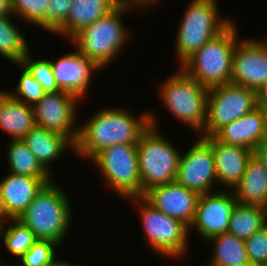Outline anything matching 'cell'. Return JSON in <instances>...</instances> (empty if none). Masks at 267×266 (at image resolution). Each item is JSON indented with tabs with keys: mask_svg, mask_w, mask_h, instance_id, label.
Wrapping results in <instances>:
<instances>
[{
	"mask_svg": "<svg viewBox=\"0 0 267 266\" xmlns=\"http://www.w3.org/2000/svg\"><path fill=\"white\" fill-rule=\"evenodd\" d=\"M149 112L135 115L124 107L112 106L96 111L83 125L79 124L73 153L91 160L98 152L115 144H137L150 127Z\"/></svg>",
	"mask_w": 267,
	"mask_h": 266,
	"instance_id": "6da1fadb",
	"label": "cell"
},
{
	"mask_svg": "<svg viewBox=\"0 0 267 266\" xmlns=\"http://www.w3.org/2000/svg\"><path fill=\"white\" fill-rule=\"evenodd\" d=\"M60 187L53 180L47 183L18 218L37 239L51 240L59 245L69 232L73 215L71 198Z\"/></svg>",
	"mask_w": 267,
	"mask_h": 266,
	"instance_id": "7a4b0ae2",
	"label": "cell"
},
{
	"mask_svg": "<svg viewBox=\"0 0 267 266\" xmlns=\"http://www.w3.org/2000/svg\"><path fill=\"white\" fill-rule=\"evenodd\" d=\"M150 127L137 143L142 196L155 186L176 181L181 152L158 130V118L149 112Z\"/></svg>",
	"mask_w": 267,
	"mask_h": 266,
	"instance_id": "3957f363",
	"label": "cell"
},
{
	"mask_svg": "<svg viewBox=\"0 0 267 266\" xmlns=\"http://www.w3.org/2000/svg\"><path fill=\"white\" fill-rule=\"evenodd\" d=\"M124 14H128V11L116 7L106 16L82 28L69 43L91 59L102 71L105 70L104 67H108L120 57L119 53L123 52L121 50L125 48L128 40H131L128 33L130 29L124 25Z\"/></svg>",
	"mask_w": 267,
	"mask_h": 266,
	"instance_id": "277c9868",
	"label": "cell"
},
{
	"mask_svg": "<svg viewBox=\"0 0 267 266\" xmlns=\"http://www.w3.org/2000/svg\"><path fill=\"white\" fill-rule=\"evenodd\" d=\"M183 11L175 39L178 67L208 41L219 36L233 19L223 17L216 0H191ZM222 17V18H221Z\"/></svg>",
	"mask_w": 267,
	"mask_h": 266,
	"instance_id": "5b68a950",
	"label": "cell"
},
{
	"mask_svg": "<svg viewBox=\"0 0 267 266\" xmlns=\"http://www.w3.org/2000/svg\"><path fill=\"white\" fill-rule=\"evenodd\" d=\"M233 22L224 32L208 41L187 58L180 68L200 84L209 88L231 82L233 54L239 40Z\"/></svg>",
	"mask_w": 267,
	"mask_h": 266,
	"instance_id": "8992f818",
	"label": "cell"
},
{
	"mask_svg": "<svg viewBox=\"0 0 267 266\" xmlns=\"http://www.w3.org/2000/svg\"><path fill=\"white\" fill-rule=\"evenodd\" d=\"M158 89L163 106L176 120L198 133L203 131L206 122L207 87L179 68Z\"/></svg>",
	"mask_w": 267,
	"mask_h": 266,
	"instance_id": "52a82bcc",
	"label": "cell"
},
{
	"mask_svg": "<svg viewBox=\"0 0 267 266\" xmlns=\"http://www.w3.org/2000/svg\"><path fill=\"white\" fill-rule=\"evenodd\" d=\"M125 201L137 206L148 247L159 256L171 260L186 255L190 236L184 223L156 209L143 196L131 197Z\"/></svg>",
	"mask_w": 267,
	"mask_h": 266,
	"instance_id": "ba28073f",
	"label": "cell"
},
{
	"mask_svg": "<svg viewBox=\"0 0 267 266\" xmlns=\"http://www.w3.org/2000/svg\"><path fill=\"white\" fill-rule=\"evenodd\" d=\"M121 199L142 196L137 144H115L90 160Z\"/></svg>",
	"mask_w": 267,
	"mask_h": 266,
	"instance_id": "9c48e42d",
	"label": "cell"
},
{
	"mask_svg": "<svg viewBox=\"0 0 267 266\" xmlns=\"http://www.w3.org/2000/svg\"><path fill=\"white\" fill-rule=\"evenodd\" d=\"M257 107L256 90L232 82L208 89L206 122L202 137L213 136L220 128Z\"/></svg>",
	"mask_w": 267,
	"mask_h": 266,
	"instance_id": "30bf717a",
	"label": "cell"
},
{
	"mask_svg": "<svg viewBox=\"0 0 267 266\" xmlns=\"http://www.w3.org/2000/svg\"><path fill=\"white\" fill-rule=\"evenodd\" d=\"M81 100L66 91L45 93L43 98L35 103L33 113L36 126L60 133L74 145L78 141L79 125L76 126L78 103ZM76 126V127H75Z\"/></svg>",
	"mask_w": 267,
	"mask_h": 266,
	"instance_id": "8fae6325",
	"label": "cell"
},
{
	"mask_svg": "<svg viewBox=\"0 0 267 266\" xmlns=\"http://www.w3.org/2000/svg\"><path fill=\"white\" fill-rule=\"evenodd\" d=\"M185 153H181L176 181L200 194L217 190L218 179L211 147V136H199Z\"/></svg>",
	"mask_w": 267,
	"mask_h": 266,
	"instance_id": "7c38bea8",
	"label": "cell"
},
{
	"mask_svg": "<svg viewBox=\"0 0 267 266\" xmlns=\"http://www.w3.org/2000/svg\"><path fill=\"white\" fill-rule=\"evenodd\" d=\"M238 204L232 190L219 188L217 191L200 194L193 222L188 228L196 229L204 242L211 237L228 232L230 217Z\"/></svg>",
	"mask_w": 267,
	"mask_h": 266,
	"instance_id": "4fadbf2b",
	"label": "cell"
},
{
	"mask_svg": "<svg viewBox=\"0 0 267 266\" xmlns=\"http://www.w3.org/2000/svg\"><path fill=\"white\" fill-rule=\"evenodd\" d=\"M231 82L256 91L267 83V40L251 37L238 40Z\"/></svg>",
	"mask_w": 267,
	"mask_h": 266,
	"instance_id": "5bb4252c",
	"label": "cell"
},
{
	"mask_svg": "<svg viewBox=\"0 0 267 266\" xmlns=\"http://www.w3.org/2000/svg\"><path fill=\"white\" fill-rule=\"evenodd\" d=\"M53 177H27L8 173L0 180V213L5 219H18Z\"/></svg>",
	"mask_w": 267,
	"mask_h": 266,
	"instance_id": "9a60e30c",
	"label": "cell"
},
{
	"mask_svg": "<svg viewBox=\"0 0 267 266\" xmlns=\"http://www.w3.org/2000/svg\"><path fill=\"white\" fill-rule=\"evenodd\" d=\"M50 64L58 88L77 96L80 100L87 95L92 75L102 70L77 49L51 60Z\"/></svg>",
	"mask_w": 267,
	"mask_h": 266,
	"instance_id": "2e32d148",
	"label": "cell"
},
{
	"mask_svg": "<svg viewBox=\"0 0 267 266\" xmlns=\"http://www.w3.org/2000/svg\"><path fill=\"white\" fill-rule=\"evenodd\" d=\"M143 197L156 209L180 220L189 228L194 219L199 194L174 181L151 188Z\"/></svg>",
	"mask_w": 267,
	"mask_h": 266,
	"instance_id": "e0dca14e",
	"label": "cell"
},
{
	"mask_svg": "<svg viewBox=\"0 0 267 266\" xmlns=\"http://www.w3.org/2000/svg\"><path fill=\"white\" fill-rule=\"evenodd\" d=\"M213 137L221 143L241 146L254 151L266 140L263 109L255 107L239 119L220 128Z\"/></svg>",
	"mask_w": 267,
	"mask_h": 266,
	"instance_id": "ac0fdd59",
	"label": "cell"
},
{
	"mask_svg": "<svg viewBox=\"0 0 267 266\" xmlns=\"http://www.w3.org/2000/svg\"><path fill=\"white\" fill-rule=\"evenodd\" d=\"M216 176L221 188L233 190L244 175L253 151L241 146L221 143L211 136ZM227 188V189H226Z\"/></svg>",
	"mask_w": 267,
	"mask_h": 266,
	"instance_id": "d6986e66",
	"label": "cell"
},
{
	"mask_svg": "<svg viewBox=\"0 0 267 266\" xmlns=\"http://www.w3.org/2000/svg\"><path fill=\"white\" fill-rule=\"evenodd\" d=\"M21 140L41 166L52 176L54 172L50 168V164L59 159L63 153H66V149H71V152L75 149V145L64 135L38 126L31 129Z\"/></svg>",
	"mask_w": 267,
	"mask_h": 266,
	"instance_id": "ffe728a7",
	"label": "cell"
},
{
	"mask_svg": "<svg viewBox=\"0 0 267 266\" xmlns=\"http://www.w3.org/2000/svg\"><path fill=\"white\" fill-rule=\"evenodd\" d=\"M65 23L53 34L65 37L68 41L82 28L106 16L116 6L114 0H71Z\"/></svg>",
	"mask_w": 267,
	"mask_h": 266,
	"instance_id": "44dd1931",
	"label": "cell"
},
{
	"mask_svg": "<svg viewBox=\"0 0 267 266\" xmlns=\"http://www.w3.org/2000/svg\"><path fill=\"white\" fill-rule=\"evenodd\" d=\"M35 126L32 106L15 100L5 90H0V130L10 140H21Z\"/></svg>",
	"mask_w": 267,
	"mask_h": 266,
	"instance_id": "7402d4cb",
	"label": "cell"
},
{
	"mask_svg": "<svg viewBox=\"0 0 267 266\" xmlns=\"http://www.w3.org/2000/svg\"><path fill=\"white\" fill-rule=\"evenodd\" d=\"M232 191L239 204L265 207L267 170L254 155L248 160L244 175Z\"/></svg>",
	"mask_w": 267,
	"mask_h": 266,
	"instance_id": "603a6c76",
	"label": "cell"
},
{
	"mask_svg": "<svg viewBox=\"0 0 267 266\" xmlns=\"http://www.w3.org/2000/svg\"><path fill=\"white\" fill-rule=\"evenodd\" d=\"M206 242L214 245L208 266H241L249 263L245 240L229 232L213 236Z\"/></svg>",
	"mask_w": 267,
	"mask_h": 266,
	"instance_id": "cb8c5ba5",
	"label": "cell"
},
{
	"mask_svg": "<svg viewBox=\"0 0 267 266\" xmlns=\"http://www.w3.org/2000/svg\"><path fill=\"white\" fill-rule=\"evenodd\" d=\"M267 225L265 207L237 204L228 226V232L246 240Z\"/></svg>",
	"mask_w": 267,
	"mask_h": 266,
	"instance_id": "d4e9b609",
	"label": "cell"
},
{
	"mask_svg": "<svg viewBox=\"0 0 267 266\" xmlns=\"http://www.w3.org/2000/svg\"><path fill=\"white\" fill-rule=\"evenodd\" d=\"M12 16H0V54L13 64H20L30 48L26 38L12 21ZM11 17V18H10Z\"/></svg>",
	"mask_w": 267,
	"mask_h": 266,
	"instance_id": "484cf974",
	"label": "cell"
},
{
	"mask_svg": "<svg viewBox=\"0 0 267 266\" xmlns=\"http://www.w3.org/2000/svg\"><path fill=\"white\" fill-rule=\"evenodd\" d=\"M7 162L9 172L27 177H53L47 172L22 140L8 142Z\"/></svg>",
	"mask_w": 267,
	"mask_h": 266,
	"instance_id": "4316f807",
	"label": "cell"
},
{
	"mask_svg": "<svg viewBox=\"0 0 267 266\" xmlns=\"http://www.w3.org/2000/svg\"><path fill=\"white\" fill-rule=\"evenodd\" d=\"M6 221L11 223L7 225L5 224ZM1 238L3 239L1 243L5 245L6 251L18 259L38 240L35 234L18 219H5L3 221L0 229V240Z\"/></svg>",
	"mask_w": 267,
	"mask_h": 266,
	"instance_id": "83f0119b",
	"label": "cell"
},
{
	"mask_svg": "<svg viewBox=\"0 0 267 266\" xmlns=\"http://www.w3.org/2000/svg\"><path fill=\"white\" fill-rule=\"evenodd\" d=\"M49 0H11L15 18L46 30V7Z\"/></svg>",
	"mask_w": 267,
	"mask_h": 266,
	"instance_id": "f1b7e54d",
	"label": "cell"
},
{
	"mask_svg": "<svg viewBox=\"0 0 267 266\" xmlns=\"http://www.w3.org/2000/svg\"><path fill=\"white\" fill-rule=\"evenodd\" d=\"M32 54L30 50L20 64L37 80L46 93L59 91L50 60H35Z\"/></svg>",
	"mask_w": 267,
	"mask_h": 266,
	"instance_id": "f546056e",
	"label": "cell"
},
{
	"mask_svg": "<svg viewBox=\"0 0 267 266\" xmlns=\"http://www.w3.org/2000/svg\"><path fill=\"white\" fill-rule=\"evenodd\" d=\"M57 247H60V245L54 241L38 239L32 245V247L19 259L20 263L22 266L50 265L58 259L56 258V249H58ZM0 266L4 265L0 263Z\"/></svg>",
	"mask_w": 267,
	"mask_h": 266,
	"instance_id": "4dcf8cb0",
	"label": "cell"
},
{
	"mask_svg": "<svg viewBox=\"0 0 267 266\" xmlns=\"http://www.w3.org/2000/svg\"><path fill=\"white\" fill-rule=\"evenodd\" d=\"M18 65L22 71L20 78L18 80L17 88L14 92H6L15 100L21 101L25 104L33 106L35 103L40 101L45 95V91L42 86L37 82L35 78L28 72V70L22 66ZM17 91V92H16Z\"/></svg>",
	"mask_w": 267,
	"mask_h": 266,
	"instance_id": "1f68e13d",
	"label": "cell"
},
{
	"mask_svg": "<svg viewBox=\"0 0 267 266\" xmlns=\"http://www.w3.org/2000/svg\"><path fill=\"white\" fill-rule=\"evenodd\" d=\"M249 262L265 266L267 264V225L245 240Z\"/></svg>",
	"mask_w": 267,
	"mask_h": 266,
	"instance_id": "d6a6232c",
	"label": "cell"
},
{
	"mask_svg": "<svg viewBox=\"0 0 267 266\" xmlns=\"http://www.w3.org/2000/svg\"><path fill=\"white\" fill-rule=\"evenodd\" d=\"M71 0H49L46 7V30L55 33L67 20Z\"/></svg>",
	"mask_w": 267,
	"mask_h": 266,
	"instance_id": "836d02e7",
	"label": "cell"
},
{
	"mask_svg": "<svg viewBox=\"0 0 267 266\" xmlns=\"http://www.w3.org/2000/svg\"><path fill=\"white\" fill-rule=\"evenodd\" d=\"M157 2L159 3L158 0H114L116 7L129 11V13L135 11V7H139V11L143 9L145 13V11H149L151 7L153 8Z\"/></svg>",
	"mask_w": 267,
	"mask_h": 266,
	"instance_id": "e575fe53",
	"label": "cell"
},
{
	"mask_svg": "<svg viewBox=\"0 0 267 266\" xmlns=\"http://www.w3.org/2000/svg\"><path fill=\"white\" fill-rule=\"evenodd\" d=\"M253 155L262 163L263 167L267 170V140H264L253 151Z\"/></svg>",
	"mask_w": 267,
	"mask_h": 266,
	"instance_id": "d590c367",
	"label": "cell"
},
{
	"mask_svg": "<svg viewBox=\"0 0 267 266\" xmlns=\"http://www.w3.org/2000/svg\"><path fill=\"white\" fill-rule=\"evenodd\" d=\"M257 106L262 109H267V83L263 84L257 91Z\"/></svg>",
	"mask_w": 267,
	"mask_h": 266,
	"instance_id": "8d00e7d4",
	"label": "cell"
},
{
	"mask_svg": "<svg viewBox=\"0 0 267 266\" xmlns=\"http://www.w3.org/2000/svg\"><path fill=\"white\" fill-rule=\"evenodd\" d=\"M14 15L11 0H0V16Z\"/></svg>",
	"mask_w": 267,
	"mask_h": 266,
	"instance_id": "74e56055",
	"label": "cell"
},
{
	"mask_svg": "<svg viewBox=\"0 0 267 266\" xmlns=\"http://www.w3.org/2000/svg\"><path fill=\"white\" fill-rule=\"evenodd\" d=\"M47 266H78V265L73 264V263H70L68 261L67 262H64L63 260H59V258H58L52 264L47 265Z\"/></svg>",
	"mask_w": 267,
	"mask_h": 266,
	"instance_id": "f35d334b",
	"label": "cell"
},
{
	"mask_svg": "<svg viewBox=\"0 0 267 266\" xmlns=\"http://www.w3.org/2000/svg\"><path fill=\"white\" fill-rule=\"evenodd\" d=\"M263 112L265 116L266 140H267V109H263Z\"/></svg>",
	"mask_w": 267,
	"mask_h": 266,
	"instance_id": "ab89813d",
	"label": "cell"
},
{
	"mask_svg": "<svg viewBox=\"0 0 267 266\" xmlns=\"http://www.w3.org/2000/svg\"><path fill=\"white\" fill-rule=\"evenodd\" d=\"M241 266H260V265L249 262V263H247L245 265H241Z\"/></svg>",
	"mask_w": 267,
	"mask_h": 266,
	"instance_id": "60d3db41",
	"label": "cell"
},
{
	"mask_svg": "<svg viewBox=\"0 0 267 266\" xmlns=\"http://www.w3.org/2000/svg\"><path fill=\"white\" fill-rule=\"evenodd\" d=\"M3 221H4V219L2 218L1 213H0V229L2 227Z\"/></svg>",
	"mask_w": 267,
	"mask_h": 266,
	"instance_id": "b9f144b4",
	"label": "cell"
}]
</instances>
